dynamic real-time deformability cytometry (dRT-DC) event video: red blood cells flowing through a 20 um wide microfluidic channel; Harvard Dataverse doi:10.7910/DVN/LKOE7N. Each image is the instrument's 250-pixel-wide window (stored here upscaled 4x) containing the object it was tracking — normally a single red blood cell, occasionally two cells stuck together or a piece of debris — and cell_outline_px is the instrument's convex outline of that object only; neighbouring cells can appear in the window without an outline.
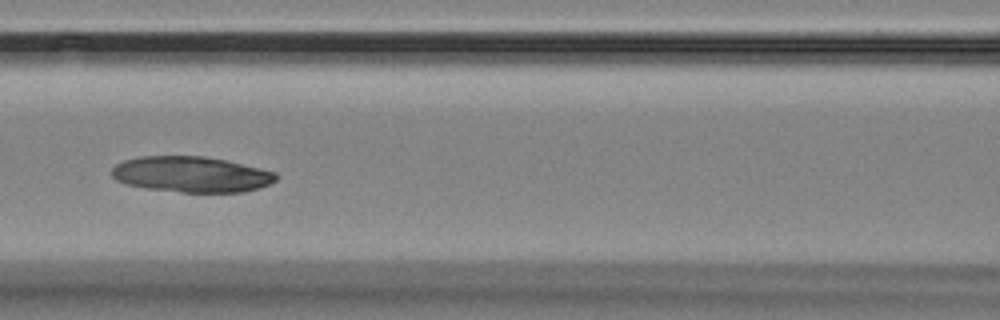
{"species": "Egyptian fruit bat (a non-hibernating species)", "species_latin": "Rousettus aegyptiacus", "temperature_condition": "room temperature", "stored_images_in_passage": 11, "camera_frame_rate_fps": 3000, "um_per_image_px": 0.085, "animal": {"sex": "female"}, "frame": {"image": 1, "passage_image": 7, "time_ms": 7.0, "image_size_px": [1000, 320], "cell_outline_px": [[276, 180], [260, 188], [244, 192], [180, 192], [148, 188], [124, 184], [116, 180], [112, 176], [112, 168], [116, 164], [124, 160], [136, 156], [204, 156], [224, 160], [260, 168], [276, 172]], "centroid_in_image_um": [16.23, 14.82], "position_along_channel_um": 150.4, "area_um2": 34.22}}
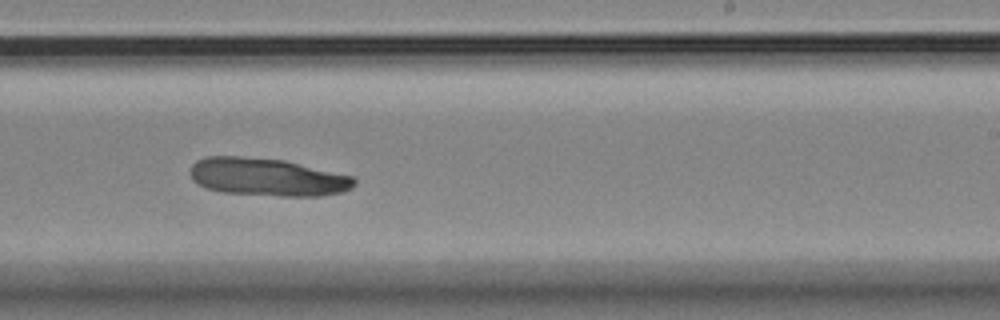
{"frame": {"image": 2, "passage_image": 10, "time_ms": 10.333, "image_size_px": [1000, 320], "cell_outline_px": [[356, 184], [352, 188], [344, 192], [320, 196], [280, 196], [224, 192], [204, 188], [192, 180], [192, 164], [196, 160], [204, 156], [240, 156], [284, 160], [352, 176], [356, 180]], "centroid_in_image_um": [22.72, 15.05], "position_along_channel_um": 266.3, "area_um2": 36.24}}
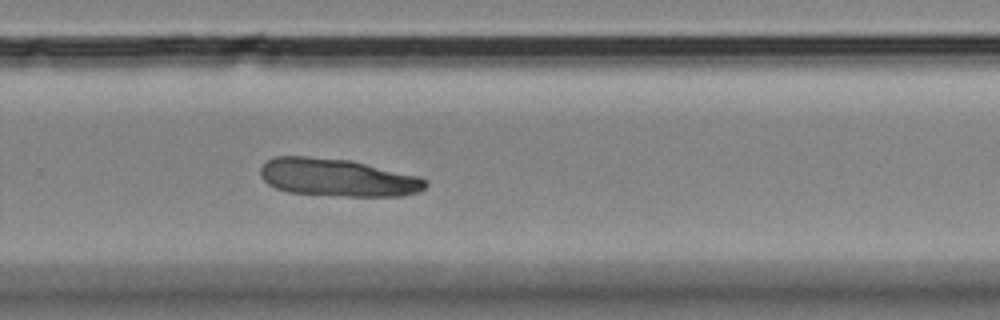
{"frame": {"image": 3, "passage_image": 11, "time_ms": 11.333, "image_size_px": [1000, 320], "cell_outline_px": [[428, 184], [420, 192], [404, 196], [348, 196], [288, 192], [276, 188], [268, 184], [260, 176], [260, 168], [272, 156], [304, 156], [352, 160], [420, 176], [428, 180]], "centroid_in_image_um": [28.73, 15.09], "position_along_channel_um": 301.1, "area_um2": 36.59}}